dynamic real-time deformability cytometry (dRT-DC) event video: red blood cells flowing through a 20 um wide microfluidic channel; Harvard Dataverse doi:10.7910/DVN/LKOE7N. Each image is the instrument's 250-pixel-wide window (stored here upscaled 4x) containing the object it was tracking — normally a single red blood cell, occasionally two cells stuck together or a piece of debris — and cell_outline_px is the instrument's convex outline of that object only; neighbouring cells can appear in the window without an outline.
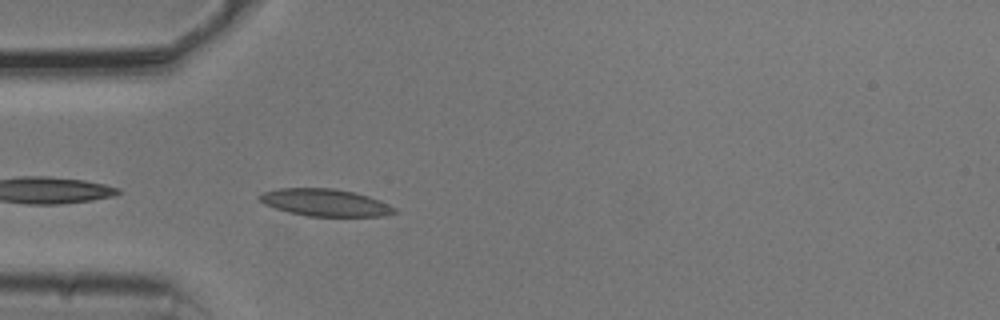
{"species": "common noctule bat (a hibernating species)", "species_latin": "Nyctalus noctula", "temperature_condition": "cold", "stored_images_in_passage": 34, "camera_frame_rate_fps": 3000, "um_per_image_px": 0.085, "animal": {"sex": "male", "body_mass_g": 20.5, "forearm_length_mm": 52.5}, "frame": {"image": 1, "passage_image": 2, "time_ms": 0.333, "image_size_px": [1000, 320], "cell_outline_px": [[400, 212], [384, 216], [308, 216], [288, 212], [264, 204], [256, 196], [264, 192], [280, 188], [332, 188], [352, 192], [368, 196], [388, 204], [396, 208]], "centroid_in_image_um": [27.65, 17.22], "position_along_channel_um": 57.4, "area_um2": 21.33}}
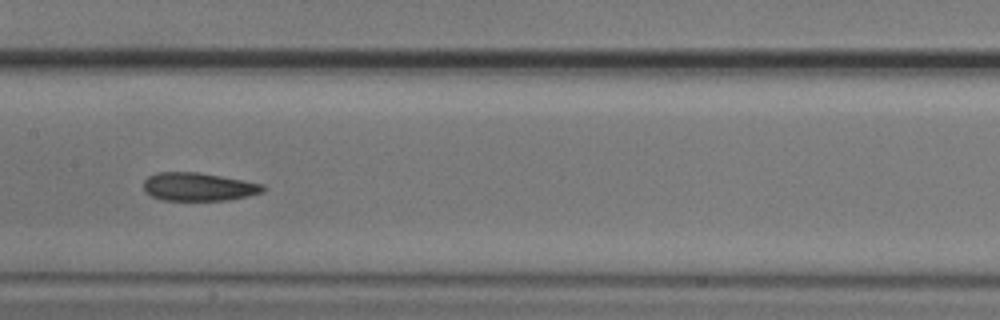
{"frame": {"image": 2, "passage_image": 13, "time_ms": 4.0, "image_size_px": [1000, 320], "cell_outline_px": [[268, 188], [264, 192], [248, 196], [228, 200], [164, 200], [152, 196], [144, 192], [144, 180], [148, 176], [156, 172], [196, 172], [244, 180], [264, 184]], "centroid_in_image_um": [16.9, 15.87], "position_along_channel_um": 190.5, "area_um2": 19.77}}
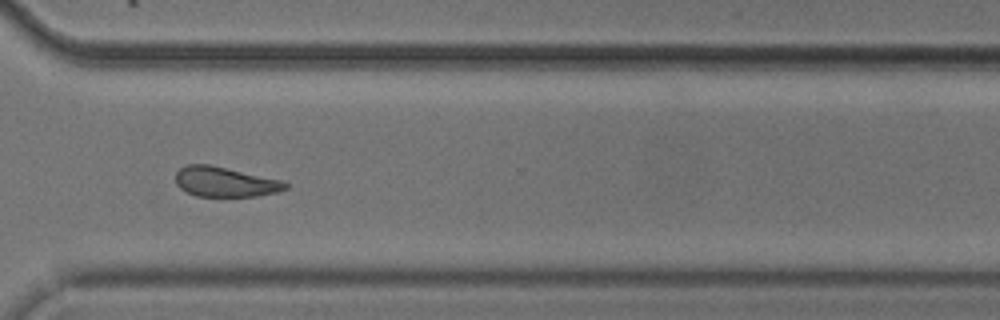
{"frame": {"image": 3, "passage_image": 26, "time_ms": 8.333, "image_size_px": [1000, 320], "cell_outline_px": [[288, 188], [276, 192], [256, 196], [196, 196], [180, 188], [176, 184], [176, 172], [180, 168], [188, 164], [208, 164], [284, 180], [288, 184]], "centroid_in_image_um": [19.14, 15.45], "position_along_channel_um": 351.5, "area_um2": 19.13}, "authors_computed_cell_mechanics": {"area_um2": 19.8832, "velocity_mm_per_s": 3.7245, "shape_relaxation_time_tau1_ms": null, "shape_relaxation_time_tau2_ms": 4.3216, "deformation_change_tau1": null, "deformation_change_tau2": 0.1017}}